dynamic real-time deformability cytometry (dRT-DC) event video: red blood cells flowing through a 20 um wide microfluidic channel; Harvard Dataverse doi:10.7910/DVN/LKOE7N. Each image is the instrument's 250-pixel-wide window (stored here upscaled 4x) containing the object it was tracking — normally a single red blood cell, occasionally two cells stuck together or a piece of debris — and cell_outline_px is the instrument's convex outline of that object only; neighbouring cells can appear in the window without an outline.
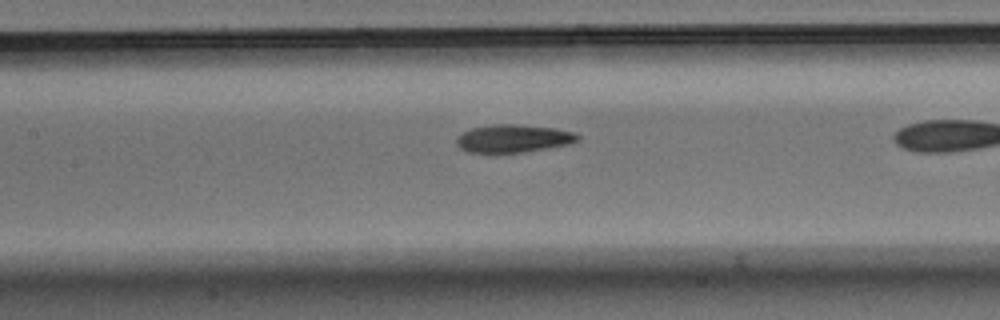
{"species": "Egyptian fruit bat (a non-hibernating species)", "species_latin": "Rousettus aegyptiacus", "temperature_condition": "warm", "stored_images_in_passage": 20, "camera_frame_rate_fps": 3000, "um_per_image_px": 0.085, "animal": {"sex": "male"}, "frame": {"image": 1, "passage_image": 9, "time_ms": 2.667, "image_size_px": [1000, 320], "cell_outline_px": [[580, 140], [568, 144], [524, 152], [492, 156], [468, 152], [460, 148], [456, 144], [456, 136], [472, 128], [492, 124], [520, 124], [556, 128], [572, 132], [580, 136]], "centroid_in_image_um": [43.56, 11.81], "position_along_channel_um": 163.8, "area_um2": 20.46}}
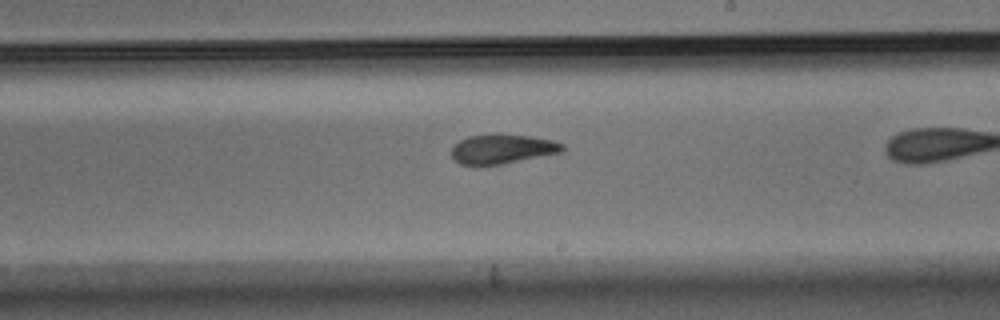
{"frame": {"image": 2, "passage_image": 16, "time_ms": 5.0, "image_size_px": [1000, 320], "cell_outline_px": [[564, 148], [560, 152], [504, 164], [476, 168], [472, 168], [460, 164], [452, 156], [452, 144], [468, 136], [492, 132], [500, 132], [532, 136], [552, 140], [564, 144]], "centroid_in_image_um": [42.61, 12.66], "position_along_channel_um": 246.4, "area_um2": 20.06}}
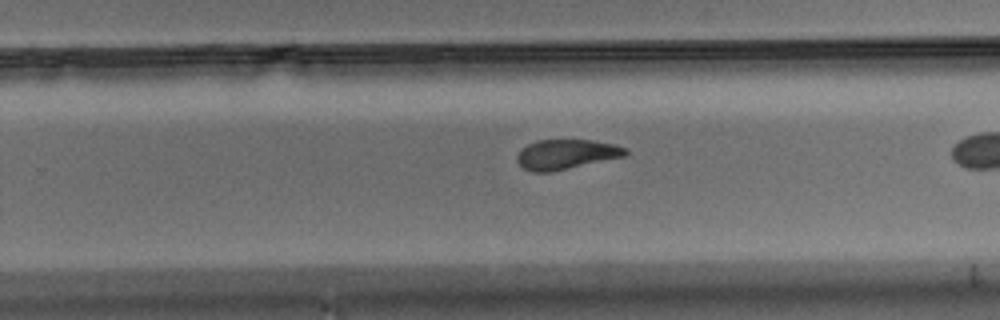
{"frame": {"image": 3, "passage_image": 19, "time_ms": 6.0, "image_size_px": [1000, 320], "cell_outline_px": [[628, 152], [624, 156], [552, 172], [532, 172], [524, 168], [516, 160], [516, 156], [528, 144], [536, 140], [592, 140], [616, 144], [628, 148]], "centroid_in_image_um": [48.15, 13.11], "position_along_channel_um": 281.7, "area_um2": 18.79}}